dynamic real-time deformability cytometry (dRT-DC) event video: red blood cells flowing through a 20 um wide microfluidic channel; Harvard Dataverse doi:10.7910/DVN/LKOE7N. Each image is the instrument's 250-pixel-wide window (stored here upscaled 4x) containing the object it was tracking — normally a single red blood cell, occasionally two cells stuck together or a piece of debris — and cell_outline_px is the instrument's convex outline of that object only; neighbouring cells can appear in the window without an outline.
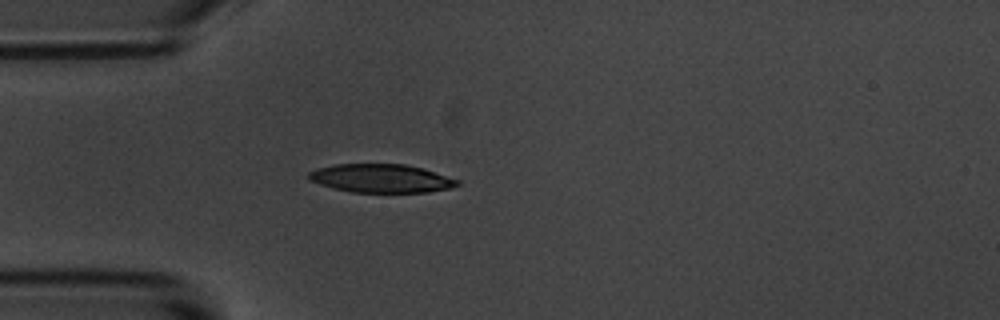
{"species": "common noctule bat (a hibernating species)", "species_latin": "Nyctalus noctula", "temperature_condition": "room temperature", "stored_images_in_passage": 1, "camera_frame_rate_fps": 3000, "um_per_image_px": 0.085, "animal": {"sex": "male", "body_mass_g": 20.1, "forearm_length_mm": 53.5}, "frame": {"image": 1, "passage_image": 1, "time_ms": 0.0, "image_size_px": [1000, 320], "cell_outline_px": [[460, 184], [452, 188], [428, 192], [352, 192], [320, 184], [308, 180], [304, 176], [308, 172], [316, 168], [336, 164], [404, 164], [424, 168], [460, 180]], "centroid_in_image_um": [32.4, 15.15], "position_along_channel_um": 52.6, "area_um2": 24.85}}